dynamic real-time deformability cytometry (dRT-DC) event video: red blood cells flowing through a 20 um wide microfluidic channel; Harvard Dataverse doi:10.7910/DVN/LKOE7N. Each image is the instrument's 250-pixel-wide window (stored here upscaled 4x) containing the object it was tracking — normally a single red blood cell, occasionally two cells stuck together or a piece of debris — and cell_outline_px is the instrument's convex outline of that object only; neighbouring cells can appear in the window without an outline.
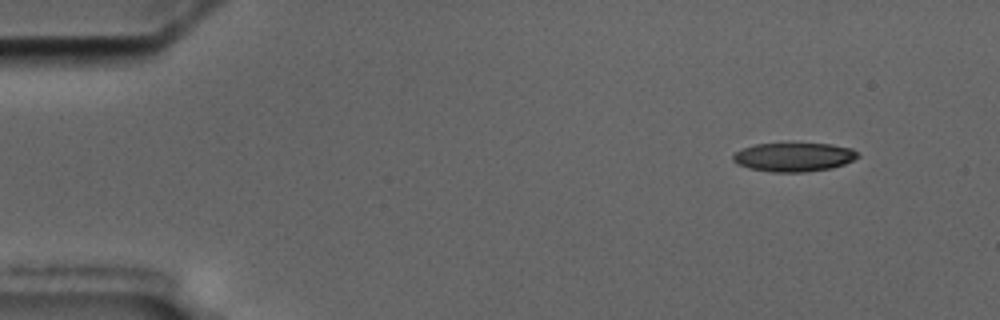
{"species": "common noctule bat (a hibernating species)", "species_latin": "Nyctalus noctula", "temperature_condition": "cold", "stored_images_in_passage": 4, "camera_frame_rate_fps": 3000, "um_per_image_px": 0.085, "animal": {"sex": "male", "body_mass_g": 17.5, "forearm_length_mm": 52.3}, "frame": {"image": 1, "passage_image": 1, "time_ms": 0.0, "image_size_px": [1000, 320], "cell_outline_px": [[860, 156], [844, 164], [832, 168], [804, 172], [772, 172], [748, 168], [736, 164], [732, 160], [732, 156], [740, 148], [756, 144], [792, 140], [832, 144], [852, 148]], "centroid_in_image_um": [67.44, 13.29], "position_along_channel_um": 17.6, "area_um2": 22.08}}
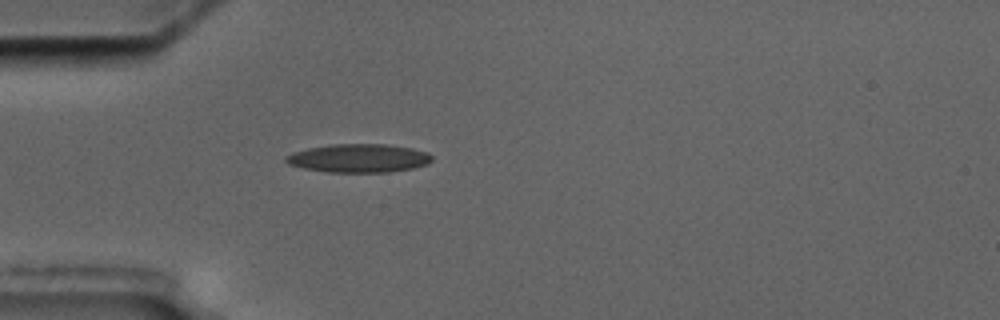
{"frame": {"image": 2, "passage_image": 4, "time_ms": 3.667, "image_size_px": [1000, 320], "cell_outline_px": [[432, 160], [428, 164], [412, 168], [388, 172], [328, 172], [304, 168], [288, 164], [284, 160], [284, 156], [292, 152], [308, 148], [332, 144], [384, 144], [412, 148], [428, 152], [432, 156]], "centroid_in_image_um": [30.48, 13.44], "position_along_channel_um": 54.5, "area_um2": 24.28}}